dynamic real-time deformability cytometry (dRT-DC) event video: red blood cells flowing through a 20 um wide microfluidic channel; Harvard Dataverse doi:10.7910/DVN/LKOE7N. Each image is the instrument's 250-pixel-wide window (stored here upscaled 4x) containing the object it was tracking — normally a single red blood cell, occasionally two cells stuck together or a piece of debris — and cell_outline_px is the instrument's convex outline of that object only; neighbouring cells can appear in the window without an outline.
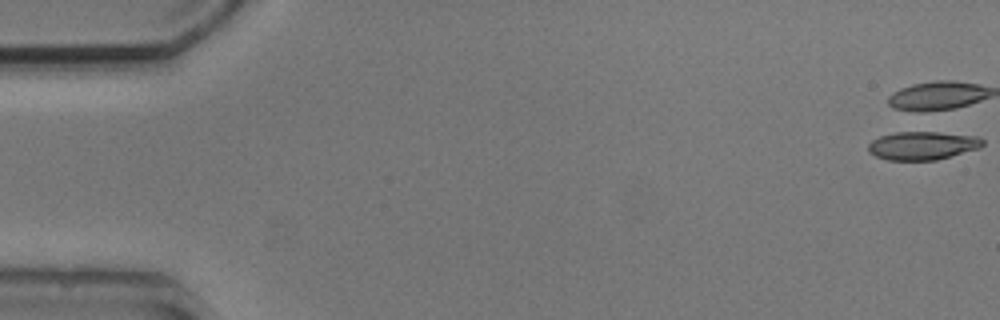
{"species": "common noctule bat (a hibernating species)", "species_latin": "Nyctalus noctula", "temperature_condition": "cold", "stored_images_in_passage": 5, "camera_frame_rate_fps": 3000, "um_per_image_px": 0.085, "animal": {"sex": "male", "body_mass_g": 20.5, "forearm_length_mm": 52.5}, "frame": {"image": 1, "passage_image": 1, "time_ms": 0.0, "image_size_px": [1000, 320], "cell_outline_px": [[984, 144], [980, 148], [936, 160], [888, 160], [876, 156], [868, 152], [868, 144], [872, 140], [880, 136], [896, 132], [920, 128], [924, 128], [980, 136], [984, 140]], "centroid_in_image_um": [78.46, 12.3], "position_along_channel_um": 6.5, "area_um2": 20.06}}